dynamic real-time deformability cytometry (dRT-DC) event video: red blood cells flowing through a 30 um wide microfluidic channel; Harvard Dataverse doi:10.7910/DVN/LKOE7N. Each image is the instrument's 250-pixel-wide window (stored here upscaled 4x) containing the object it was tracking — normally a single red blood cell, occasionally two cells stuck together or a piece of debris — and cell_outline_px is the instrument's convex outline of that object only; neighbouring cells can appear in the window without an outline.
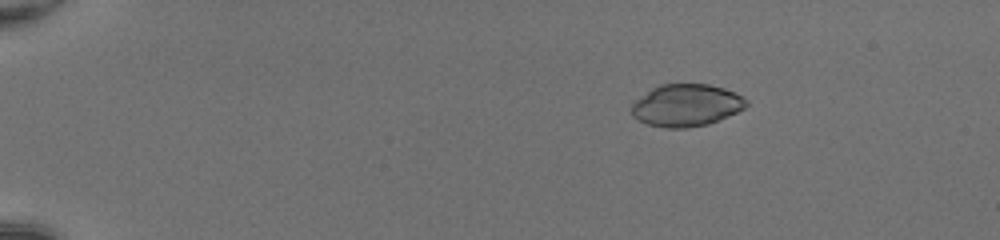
{"species": "common noctule bat (a hibernating species)", "species_latin": "Nyctalus noctula", "temperature_condition": "room temperature", "stored_images_in_passage": 52, "camera_frame_rate_fps": 3000, "um_per_image_px": 0.085, "animal": {"sex": "female", "body_mass_g": 20.0, "forearm_length_mm": 54.0}, "frame": {"image": 1, "passage_image": 10, "time_ms": 3.0, "image_size_px": [1000, 240], "cell_outline_px": [[748, 104], [744, 108], [736, 112], [708, 124], [688, 128], [664, 128], [648, 124], [632, 116], [632, 104], [636, 100], [652, 88], [660, 84], [708, 84], [724, 88], [736, 92], [748, 100]], "centroid_in_image_um": [58.35, 8.94], "position_along_channel_um": 26.7, "area_um2": 28.15}}
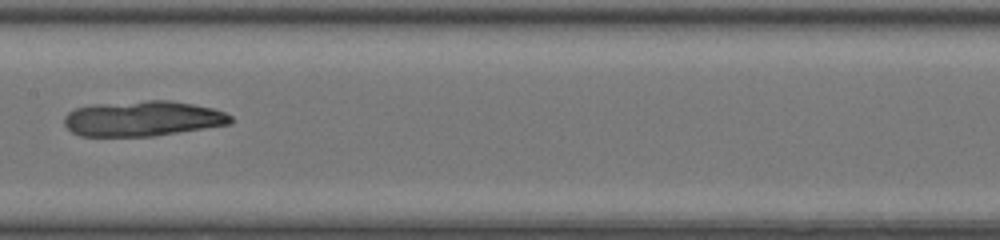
{"frame": {"image": 2, "passage_image": 30, "time_ms": 9.667, "image_size_px": [1000, 240], "cell_outline_px": [[232, 124], [152, 136], [80, 136], [72, 132], [64, 124], [64, 116], [68, 112], [76, 108], [92, 104], [148, 100], [172, 100], [212, 108], [224, 112], [232, 116]], "centroid_in_image_um": [12.12, 10.07], "position_along_channel_um": 195.3, "area_um2": 34.33}}
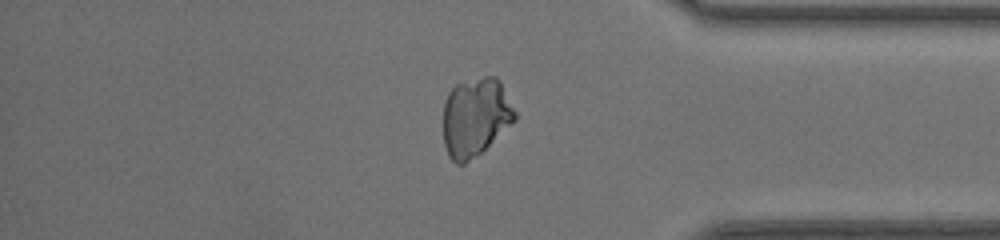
{"frame": {"image": 3, "passage_image": 45, "time_ms": 14.667, "image_size_px": [1000, 240], "cell_outline_px": [[516, 120], [476, 156], [464, 164], [456, 164], [448, 156], [444, 144], [444, 100], [448, 92], [456, 84], [484, 76], [496, 76], [500, 80], [516, 112]], "centroid_in_image_um": [40.41, 9.94], "position_along_channel_um": 394.8, "area_um2": 32.83}}